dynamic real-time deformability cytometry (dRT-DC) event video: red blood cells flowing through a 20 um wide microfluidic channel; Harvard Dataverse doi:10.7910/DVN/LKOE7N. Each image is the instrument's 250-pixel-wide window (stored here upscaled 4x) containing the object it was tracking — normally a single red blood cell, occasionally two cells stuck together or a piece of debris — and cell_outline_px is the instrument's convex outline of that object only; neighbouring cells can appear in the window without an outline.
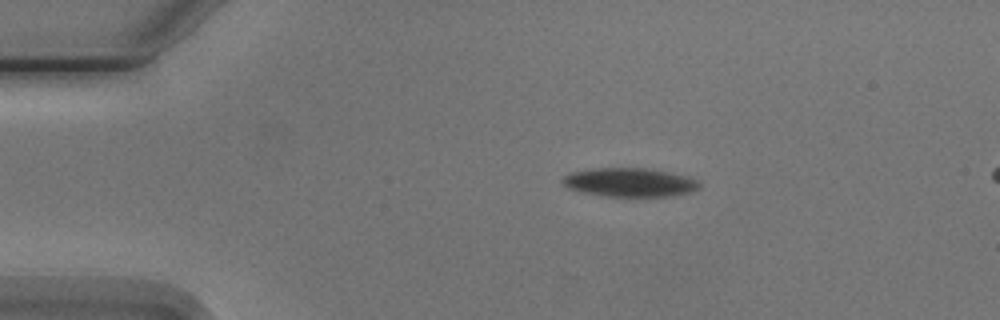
{"species": "Egyptian fruit bat (a non-hibernating species)", "species_latin": "Rousettus aegyptiacus", "temperature_condition": "cold", "stored_images_in_passage": 4, "camera_frame_rate_fps": 3000, "um_per_image_px": 0.085, "animal": {"sex": "male"}, "frame": {"image": 1, "passage_image": 1, "time_ms": 0.0, "image_size_px": [1000, 320], "cell_outline_px": [[700, 188], [688, 192], [668, 196], [604, 196], [584, 192], [568, 188], [560, 180], [568, 172], [592, 168], [648, 168], [688, 176], [696, 180], [700, 184]], "centroid_in_image_um": [53.48, 15.48], "position_along_channel_um": 31.5, "area_um2": 22.89}}
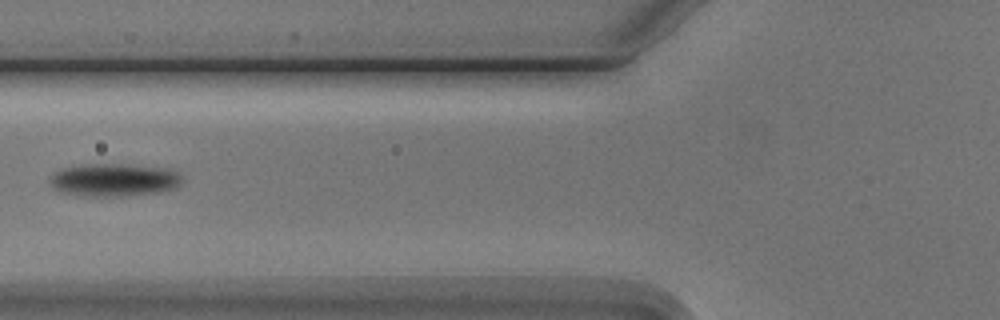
{"frame": {"image": 2, "passage_image": 4, "time_ms": 3.667, "image_size_px": [1000, 320], "cell_outline_px": [[184, 180], [176, 188], [160, 192], [124, 196], [84, 196], [64, 192], [48, 184], [52, 172], [64, 168], [88, 164], [128, 164], [168, 168], [176, 172]], "centroid_in_image_um": [9.72, 15.29], "position_along_channel_um": 116.1, "area_um2": 25.43}}